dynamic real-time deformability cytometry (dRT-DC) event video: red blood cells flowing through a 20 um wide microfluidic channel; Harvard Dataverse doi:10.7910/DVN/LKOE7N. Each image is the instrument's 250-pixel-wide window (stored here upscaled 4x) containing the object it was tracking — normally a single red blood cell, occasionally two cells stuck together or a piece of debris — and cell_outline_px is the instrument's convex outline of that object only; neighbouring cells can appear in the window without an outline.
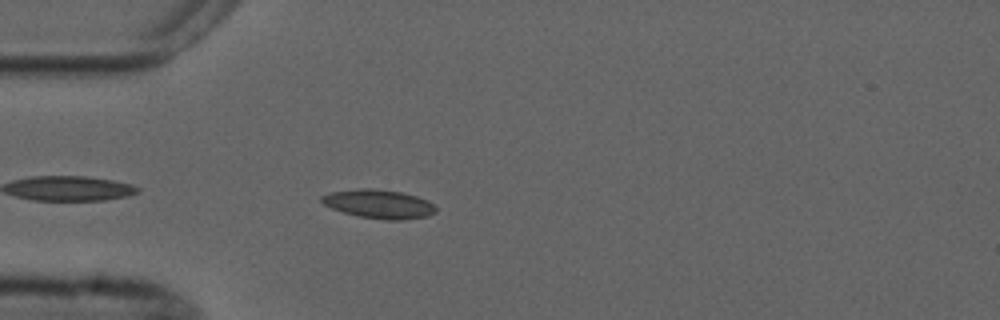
{"species": "common noctule bat (a hibernating species)", "species_latin": "Nyctalus noctula", "temperature_condition": "cold", "stored_images_in_passage": 5, "camera_frame_rate_fps": 3000, "um_per_image_px": 0.085, "animal": {"sex": "male", "forearm_length_mm": 52.5}, "frame": {"image": 1, "passage_image": 5, "time_ms": 4.667, "image_size_px": [1000, 320], "cell_outline_px": [[436, 212], [428, 216], [404, 220], [384, 220], [360, 216], [344, 212], [332, 208], [324, 204], [320, 200], [320, 196], [332, 192], [360, 188], [372, 188], [400, 192], [416, 196], [432, 204], [436, 208]], "centroid_in_image_um": [32.2, 17.34], "position_along_channel_um": 52.8, "area_um2": 18.96}}